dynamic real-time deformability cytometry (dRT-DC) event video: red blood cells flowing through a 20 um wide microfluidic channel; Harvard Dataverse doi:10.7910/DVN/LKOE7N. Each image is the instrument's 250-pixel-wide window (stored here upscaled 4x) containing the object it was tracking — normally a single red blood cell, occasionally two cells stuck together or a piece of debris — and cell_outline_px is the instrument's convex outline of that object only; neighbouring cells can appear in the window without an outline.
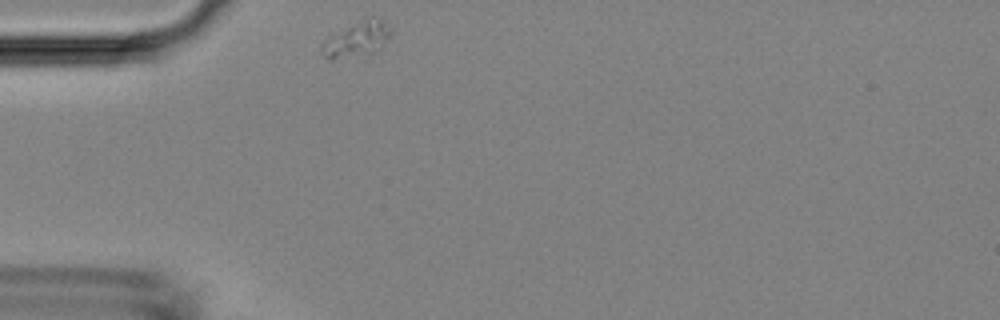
{"species": "Egyptian fruit bat (a non-hibernating species)", "species_latin": "Rousettus aegyptiacus", "temperature_condition": "room temperature", "stored_images_in_passage": 1, "camera_frame_rate_fps": 3000, "um_per_image_px": 0.085, "animal": {"sex": "female"}, "frame": {"image": 1, "passage_image": 1, "time_ms": 0.0, "image_size_px": [1000, 320], "cell_outline_px": [[392, 32], [384, 44], [380, 48], [372, 52], [336, 56], [324, 56], [320, 48], [324, 40], [368, 16], [380, 20], [392, 28]], "centroid_in_image_um": [30.41, 3.27], "position_along_channel_um": 54.6, "area_um2": 13.01}}